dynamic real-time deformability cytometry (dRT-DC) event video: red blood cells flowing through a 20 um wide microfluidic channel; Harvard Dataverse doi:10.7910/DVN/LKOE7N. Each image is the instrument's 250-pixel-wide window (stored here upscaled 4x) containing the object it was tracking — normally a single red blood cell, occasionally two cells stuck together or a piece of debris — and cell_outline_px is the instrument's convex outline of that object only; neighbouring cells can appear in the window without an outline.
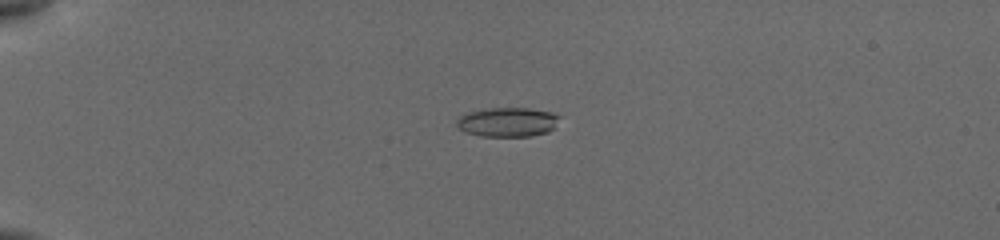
{"species": "common noctule bat (a hibernating species)", "species_latin": "Nyctalus noctula", "temperature_condition": "cold", "stored_images_in_passage": 108, "camera_frame_rate_fps": 3000, "um_per_image_px": 0.085, "animal": {"sex": "female", "body_mass_g": 19.5, "forearm_length_mm": 54.1}, "frame": {"image": 1, "passage_image": 40, "time_ms": 5.0, "image_size_px": [1000, 240], "cell_outline_px": [[560, 116], [552, 128], [548, 132], [532, 136], [480, 136], [468, 132], [460, 128], [456, 124], [456, 120], [460, 116], [468, 112], [492, 108], [528, 108], [552, 112]], "centroid_in_image_um": [43.15, 10.37], "position_along_channel_um": 41.9, "area_um2": 17.34}}
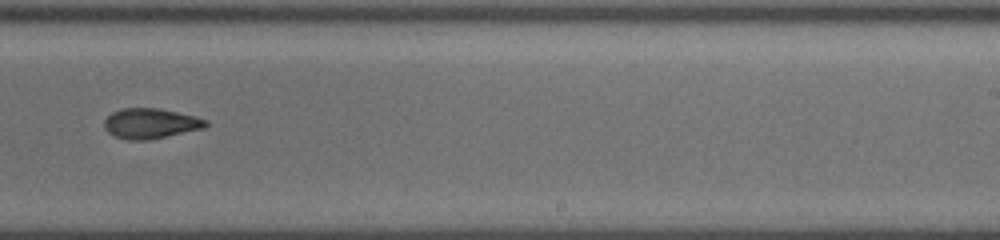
{"frame": {"image": 2, "passage_image": 85, "time_ms": 12.333, "image_size_px": [1000, 240], "cell_outline_px": [[208, 124], [204, 128], [148, 140], [128, 140], [116, 136], [108, 132], [104, 128], [104, 120], [112, 112], [120, 108], [160, 108], [196, 116], [208, 120]], "centroid_in_image_um": [12.8, 10.48], "position_along_channel_um": 276.2, "area_um2": 17.92}}
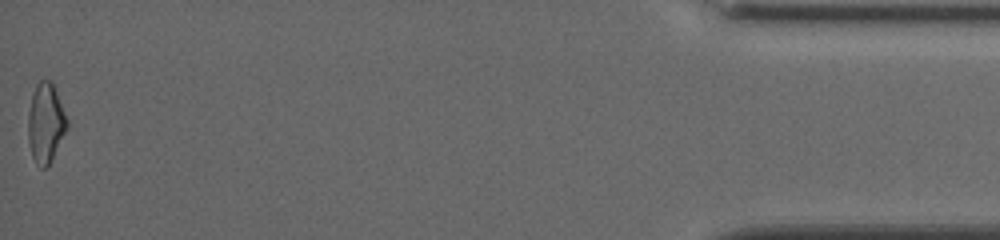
{"frame": {"image": 3, "passage_image": 108, "time_ms": 18.333, "image_size_px": [1000, 240], "cell_outline_px": [[68, 128], [48, 168], [40, 168], [36, 164], [32, 156], [28, 140], [28, 112], [32, 92], [36, 84], [40, 80], [52, 80], [68, 120]], "centroid_in_image_um": [3.88, 10.46], "position_along_channel_um": 431.3, "area_um2": 18.44}, "authors_computed_cell_mechanics": {"area_um2": 17.9758, "velocity_mm_per_s": 3.9024, "shape_relaxation_time_tau1_ms": 4.1103, "shape_relaxation_time_tau2_ms": 3.7883, "deformation_change_tau1": 0.1579, "deformation_change_tau2": 0.1123}}